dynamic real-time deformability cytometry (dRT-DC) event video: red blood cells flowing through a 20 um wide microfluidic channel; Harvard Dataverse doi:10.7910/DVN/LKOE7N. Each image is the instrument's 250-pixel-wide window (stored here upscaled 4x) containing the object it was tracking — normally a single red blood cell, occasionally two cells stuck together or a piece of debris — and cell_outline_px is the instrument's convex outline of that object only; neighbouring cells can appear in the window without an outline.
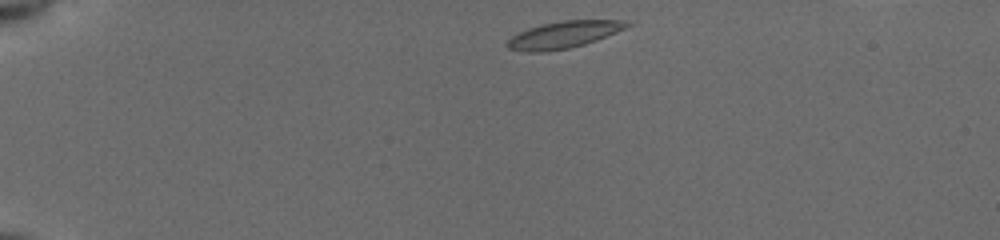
{"species": "common noctule bat (a hibernating species)", "species_latin": "Nyctalus noctula", "temperature_condition": "cold", "stored_images_in_passage": 44, "segment_of_instrument_passage": [1, 2], "camera_frame_rate_fps": 3000, "um_per_image_px": 0.085, "animal": {"sex": "female", "body_mass_g": 19.5, "forearm_length_mm": 54.1}, "frame": {"image": 1, "passage_image": 1, "time_ms": 0.0, "image_size_px": [1000, 240], "cell_outline_px": [[636, 24], [596, 40], [584, 44], [568, 48], [544, 52], [528, 52], [508, 48], [504, 44], [512, 36], [528, 28], [544, 24], [564, 20], [620, 20]], "centroid_in_image_um": [47.93, 2.95], "position_along_channel_um": 37.1, "area_um2": 18.61}}
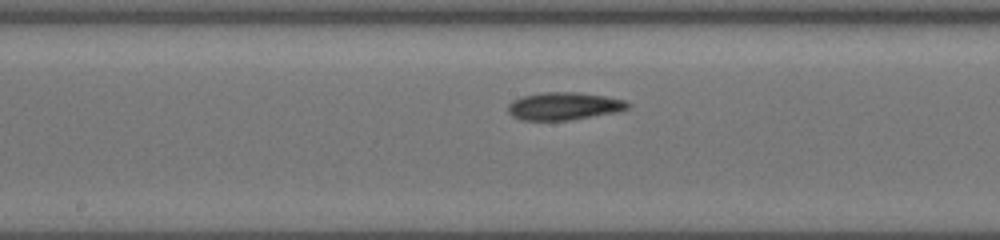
{"frame": {"image": 2, "passage_image": 19, "time_ms": 6.0, "image_size_px": [1000, 240], "cell_outline_px": [[632, 104], [628, 108], [616, 112], [568, 120], [520, 120], [512, 116], [508, 112], [508, 104], [512, 100], [524, 96], [544, 92], [576, 92], [604, 96], [628, 100]], "centroid_in_image_um": [47.94, 9.02], "position_along_channel_um": 200.3, "area_um2": 19.31}}
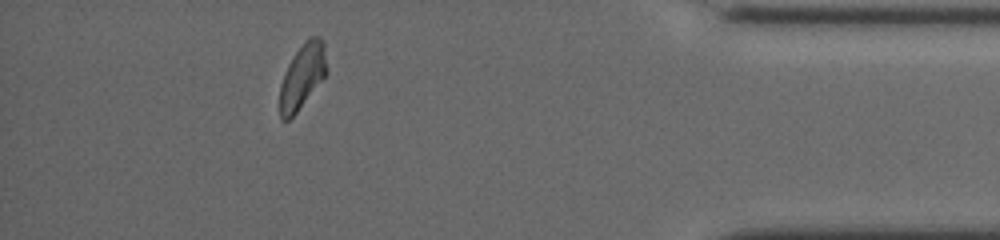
{"frame": {"image": 3, "passage_image": 38, "time_ms": 12.333, "image_size_px": [1000, 240], "cell_outline_px": [[328, 72], [296, 112], [288, 120], [280, 120], [280, 84], [288, 64], [292, 56], [304, 40], [308, 36], [320, 36], [324, 40]], "centroid_in_image_um": [25.72, 6.41], "position_along_channel_um": 409.5, "area_um2": 17.8}}